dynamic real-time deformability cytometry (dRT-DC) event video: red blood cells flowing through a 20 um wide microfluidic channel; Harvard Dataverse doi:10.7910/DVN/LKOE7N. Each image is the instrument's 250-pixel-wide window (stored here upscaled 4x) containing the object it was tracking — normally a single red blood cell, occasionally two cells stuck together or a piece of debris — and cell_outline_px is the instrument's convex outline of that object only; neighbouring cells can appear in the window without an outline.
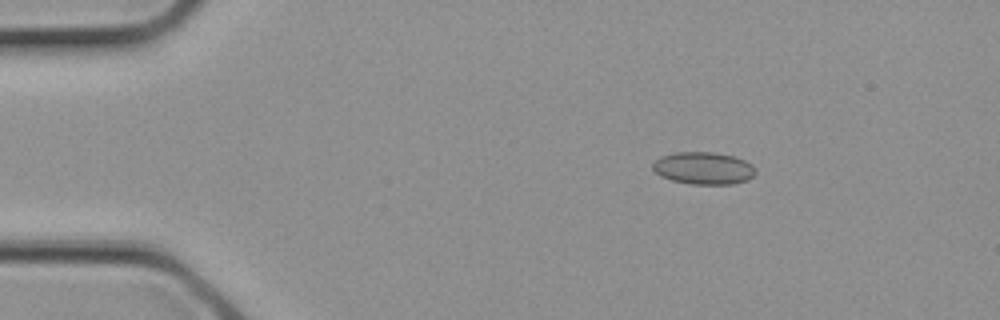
{"species": "common noctule bat (a hibernating species)", "species_latin": "Nyctalus noctula", "temperature_condition": "cold", "stored_images_in_passage": 3, "segment_of_instrument_passage": [1, 2], "camera_frame_rate_fps": 3000, "um_per_image_px": 0.085, "animal": {"sex": "female", "body_mass_g": 21.9}, "frame": {"image": 1, "passage_image": 1, "time_ms": 0.0, "image_size_px": [1000, 320], "cell_outline_px": [[756, 172], [748, 180], [732, 184], [688, 184], [672, 180], [660, 176], [652, 168], [652, 164], [660, 156], [676, 152], [712, 152], [732, 156], [744, 160], [752, 164], [756, 168]], "centroid_in_image_um": [59.8, 14.3], "position_along_channel_um": 25.2, "area_um2": 19.42}}
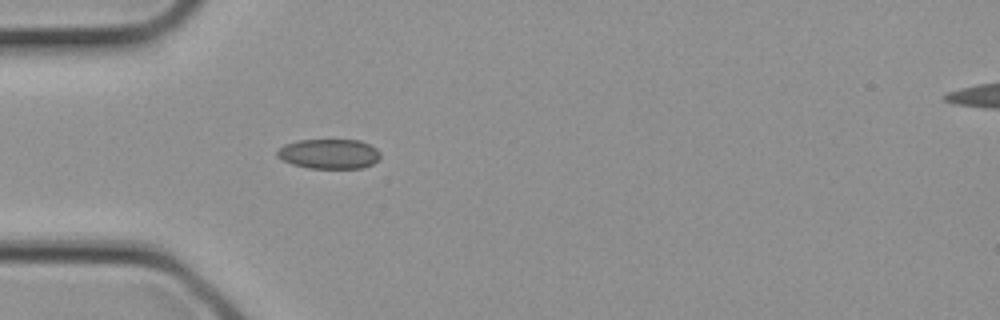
{"frame": {"image": 2, "passage_image": 2, "time_ms": 0.333, "image_size_px": [1000, 320], "cell_outline_px": [[380, 156], [372, 164], [364, 168], [308, 168], [292, 164], [280, 160], [276, 156], [276, 152], [284, 144], [296, 140], [360, 140], [376, 148], [380, 152]], "centroid_in_image_um": [27.94, 13.08], "position_along_channel_um": 57.1, "area_um2": 18.03}}